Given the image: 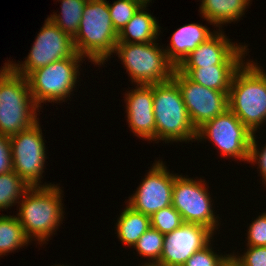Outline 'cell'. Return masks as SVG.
<instances>
[{
	"label": "cell",
	"instance_id": "cell-26",
	"mask_svg": "<svg viewBox=\"0 0 266 266\" xmlns=\"http://www.w3.org/2000/svg\"><path fill=\"white\" fill-rule=\"evenodd\" d=\"M145 3L144 0H117L113 4L108 3L111 22L117 33L125 27Z\"/></svg>",
	"mask_w": 266,
	"mask_h": 266
},
{
	"label": "cell",
	"instance_id": "cell-23",
	"mask_svg": "<svg viewBox=\"0 0 266 266\" xmlns=\"http://www.w3.org/2000/svg\"><path fill=\"white\" fill-rule=\"evenodd\" d=\"M61 1L60 14H51L48 18L64 33L75 37L82 19L83 10L88 0H59Z\"/></svg>",
	"mask_w": 266,
	"mask_h": 266
},
{
	"label": "cell",
	"instance_id": "cell-3",
	"mask_svg": "<svg viewBox=\"0 0 266 266\" xmlns=\"http://www.w3.org/2000/svg\"><path fill=\"white\" fill-rule=\"evenodd\" d=\"M61 194L62 190L55 184L34 186L19 201L17 218L30 241L35 238L42 244L58 229L63 216Z\"/></svg>",
	"mask_w": 266,
	"mask_h": 266
},
{
	"label": "cell",
	"instance_id": "cell-24",
	"mask_svg": "<svg viewBox=\"0 0 266 266\" xmlns=\"http://www.w3.org/2000/svg\"><path fill=\"white\" fill-rule=\"evenodd\" d=\"M30 186L14 171L0 174V209H8L19 202Z\"/></svg>",
	"mask_w": 266,
	"mask_h": 266
},
{
	"label": "cell",
	"instance_id": "cell-19",
	"mask_svg": "<svg viewBox=\"0 0 266 266\" xmlns=\"http://www.w3.org/2000/svg\"><path fill=\"white\" fill-rule=\"evenodd\" d=\"M241 65H213L202 68H177L191 81L218 91H229L235 72Z\"/></svg>",
	"mask_w": 266,
	"mask_h": 266
},
{
	"label": "cell",
	"instance_id": "cell-32",
	"mask_svg": "<svg viewBox=\"0 0 266 266\" xmlns=\"http://www.w3.org/2000/svg\"><path fill=\"white\" fill-rule=\"evenodd\" d=\"M13 171L10 137L0 134V174Z\"/></svg>",
	"mask_w": 266,
	"mask_h": 266
},
{
	"label": "cell",
	"instance_id": "cell-27",
	"mask_svg": "<svg viewBox=\"0 0 266 266\" xmlns=\"http://www.w3.org/2000/svg\"><path fill=\"white\" fill-rule=\"evenodd\" d=\"M184 223L181 214L171 205L150 216V227L162 234L172 232Z\"/></svg>",
	"mask_w": 266,
	"mask_h": 266
},
{
	"label": "cell",
	"instance_id": "cell-11",
	"mask_svg": "<svg viewBox=\"0 0 266 266\" xmlns=\"http://www.w3.org/2000/svg\"><path fill=\"white\" fill-rule=\"evenodd\" d=\"M13 171L30 187L41 184L46 160L45 143L39 121L31 128L10 137Z\"/></svg>",
	"mask_w": 266,
	"mask_h": 266
},
{
	"label": "cell",
	"instance_id": "cell-15",
	"mask_svg": "<svg viewBox=\"0 0 266 266\" xmlns=\"http://www.w3.org/2000/svg\"><path fill=\"white\" fill-rule=\"evenodd\" d=\"M220 32L208 38L192 51L177 68H202L213 65H242L247 47L232 44L229 39Z\"/></svg>",
	"mask_w": 266,
	"mask_h": 266
},
{
	"label": "cell",
	"instance_id": "cell-22",
	"mask_svg": "<svg viewBox=\"0 0 266 266\" xmlns=\"http://www.w3.org/2000/svg\"><path fill=\"white\" fill-rule=\"evenodd\" d=\"M22 225L16 216H0V256L28 245Z\"/></svg>",
	"mask_w": 266,
	"mask_h": 266
},
{
	"label": "cell",
	"instance_id": "cell-6",
	"mask_svg": "<svg viewBox=\"0 0 266 266\" xmlns=\"http://www.w3.org/2000/svg\"><path fill=\"white\" fill-rule=\"evenodd\" d=\"M113 53L137 85L164 83L172 79L175 66L168 60L165 50L154 42L117 43Z\"/></svg>",
	"mask_w": 266,
	"mask_h": 266
},
{
	"label": "cell",
	"instance_id": "cell-10",
	"mask_svg": "<svg viewBox=\"0 0 266 266\" xmlns=\"http://www.w3.org/2000/svg\"><path fill=\"white\" fill-rule=\"evenodd\" d=\"M204 182L202 179L198 181L176 175L172 206L181 214L184 223L199 224L214 233V229L219 225L216 220L218 217H215L211 209V197Z\"/></svg>",
	"mask_w": 266,
	"mask_h": 266
},
{
	"label": "cell",
	"instance_id": "cell-14",
	"mask_svg": "<svg viewBox=\"0 0 266 266\" xmlns=\"http://www.w3.org/2000/svg\"><path fill=\"white\" fill-rule=\"evenodd\" d=\"M213 232L202 225L183 223L179 228L164 234L163 250L160 261L162 266H183L198 250L212 239Z\"/></svg>",
	"mask_w": 266,
	"mask_h": 266
},
{
	"label": "cell",
	"instance_id": "cell-18",
	"mask_svg": "<svg viewBox=\"0 0 266 266\" xmlns=\"http://www.w3.org/2000/svg\"><path fill=\"white\" fill-rule=\"evenodd\" d=\"M146 7L147 2L139 8L132 19L118 33L117 43L138 44L156 41L161 27L158 25L156 18L144 11Z\"/></svg>",
	"mask_w": 266,
	"mask_h": 266
},
{
	"label": "cell",
	"instance_id": "cell-13",
	"mask_svg": "<svg viewBox=\"0 0 266 266\" xmlns=\"http://www.w3.org/2000/svg\"><path fill=\"white\" fill-rule=\"evenodd\" d=\"M127 205L135 211L151 216L172 205L173 184L176 174H170L160 160L154 163Z\"/></svg>",
	"mask_w": 266,
	"mask_h": 266
},
{
	"label": "cell",
	"instance_id": "cell-16",
	"mask_svg": "<svg viewBox=\"0 0 266 266\" xmlns=\"http://www.w3.org/2000/svg\"><path fill=\"white\" fill-rule=\"evenodd\" d=\"M137 86L125 94L127 122L137 137L156 141L153 84Z\"/></svg>",
	"mask_w": 266,
	"mask_h": 266
},
{
	"label": "cell",
	"instance_id": "cell-25",
	"mask_svg": "<svg viewBox=\"0 0 266 266\" xmlns=\"http://www.w3.org/2000/svg\"><path fill=\"white\" fill-rule=\"evenodd\" d=\"M164 244V234L160 233L158 230L149 227L148 230L137 240L134 248L138 251L140 256L153 262L149 263H158L163 250Z\"/></svg>",
	"mask_w": 266,
	"mask_h": 266
},
{
	"label": "cell",
	"instance_id": "cell-21",
	"mask_svg": "<svg viewBox=\"0 0 266 266\" xmlns=\"http://www.w3.org/2000/svg\"><path fill=\"white\" fill-rule=\"evenodd\" d=\"M116 223L118 238L122 243L134 247L137 240L150 227V216L135 211L130 206L121 211L120 217Z\"/></svg>",
	"mask_w": 266,
	"mask_h": 266
},
{
	"label": "cell",
	"instance_id": "cell-2",
	"mask_svg": "<svg viewBox=\"0 0 266 266\" xmlns=\"http://www.w3.org/2000/svg\"><path fill=\"white\" fill-rule=\"evenodd\" d=\"M27 77L6 63L0 70V134L11 137L38 122Z\"/></svg>",
	"mask_w": 266,
	"mask_h": 266
},
{
	"label": "cell",
	"instance_id": "cell-7",
	"mask_svg": "<svg viewBox=\"0 0 266 266\" xmlns=\"http://www.w3.org/2000/svg\"><path fill=\"white\" fill-rule=\"evenodd\" d=\"M84 57L75 53L70 58L55 61L47 66L32 71L28 76V84L37 107L41 103L65 101L70 97L79 73V65Z\"/></svg>",
	"mask_w": 266,
	"mask_h": 266
},
{
	"label": "cell",
	"instance_id": "cell-9",
	"mask_svg": "<svg viewBox=\"0 0 266 266\" xmlns=\"http://www.w3.org/2000/svg\"><path fill=\"white\" fill-rule=\"evenodd\" d=\"M252 135L237 116L227 109L201 126L197 130L196 140L210 139L224 157L230 156L245 162L248 161Z\"/></svg>",
	"mask_w": 266,
	"mask_h": 266
},
{
	"label": "cell",
	"instance_id": "cell-1",
	"mask_svg": "<svg viewBox=\"0 0 266 266\" xmlns=\"http://www.w3.org/2000/svg\"><path fill=\"white\" fill-rule=\"evenodd\" d=\"M228 104L237 118L256 134L259 126L266 121V73L257 63H243L235 72Z\"/></svg>",
	"mask_w": 266,
	"mask_h": 266
},
{
	"label": "cell",
	"instance_id": "cell-35",
	"mask_svg": "<svg viewBox=\"0 0 266 266\" xmlns=\"http://www.w3.org/2000/svg\"><path fill=\"white\" fill-rule=\"evenodd\" d=\"M224 266H229V259L225 262Z\"/></svg>",
	"mask_w": 266,
	"mask_h": 266
},
{
	"label": "cell",
	"instance_id": "cell-29",
	"mask_svg": "<svg viewBox=\"0 0 266 266\" xmlns=\"http://www.w3.org/2000/svg\"><path fill=\"white\" fill-rule=\"evenodd\" d=\"M231 256L241 266H266V246H248L242 257Z\"/></svg>",
	"mask_w": 266,
	"mask_h": 266
},
{
	"label": "cell",
	"instance_id": "cell-12",
	"mask_svg": "<svg viewBox=\"0 0 266 266\" xmlns=\"http://www.w3.org/2000/svg\"><path fill=\"white\" fill-rule=\"evenodd\" d=\"M172 80L178 85L191 122L196 130L229 109V91H218L191 81L175 68Z\"/></svg>",
	"mask_w": 266,
	"mask_h": 266
},
{
	"label": "cell",
	"instance_id": "cell-28",
	"mask_svg": "<svg viewBox=\"0 0 266 266\" xmlns=\"http://www.w3.org/2000/svg\"><path fill=\"white\" fill-rule=\"evenodd\" d=\"M211 241L202 249L196 251L183 266H224L231 255H217L210 246Z\"/></svg>",
	"mask_w": 266,
	"mask_h": 266
},
{
	"label": "cell",
	"instance_id": "cell-5",
	"mask_svg": "<svg viewBox=\"0 0 266 266\" xmlns=\"http://www.w3.org/2000/svg\"><path fill=\"white\" fill-rule=\"evenodd\" d=\"M156 141H190L197 137L178 85L171 79L153 84Z\"/></svg>",
	"mask_w": 266,
	"mask_h": 266
},
{
	"label": "cell",
	"instance_id": "cell-4",
	"mask_svg": "<svg viewBox=\"0 0 266 266\" xmlns=\"http://www.w3.org/2000/svg\"><path fill=\"white\" fill-rule=\"evenodd\" d=\"M117 42L118 33L111 22L108 2L88 0L73 38L76 53L100 65L112 55Z\"/></svg>",
	"mask_w": 266,
	"mask_h": 266
},
{
	"label": "cell",
	"instance_id": "cell-30",
	"mask_svg": "<svg viewBox=\"0 0 266 266\" xmlns=\"http://www.w3.org/2000/svg\"><path fill=\"white\" fill-rule=\"evenodd\" d=\"M248 230L247 246H266V213L252 221Z\"/></svg>",
	"mask_w": 266,
	"mask_h": 266
},
{
	"label": "cell",
	"instance_id": "cell-34",
	"mask_svg": "<svg viewBox=\"0 0 266 266\" xmlns=\"http://www.w3.org/2000/svg\"><path fill=\"white\" fill-rule=\"evenodd\" d=\"M141 266H162V265H159L157 263L153 264V263H145L144 265H141Z\"/></svg>",
	"mask_w": 266,
	"mask_h": 266
},
{
	"label": "cell",
	"instance_id": "cell-31",
	"mask_svg": "<svg viewBox=\"0 0 266 266\" xmlns=\"http://www.w3.org/2000/svg\"><path fill=\"white\" fill-rule=\"evenodd\" d=\"M255 137L256 136L253 134L251 138L247 162H257V164L259 165L258 168H260L262 179L264 180L262 182H264V184L266 185V145L263 147V149H260L261 151H259Z\"/></svg>",
	"mask_w": 266,
	"mask_h": 266
},
{
	"label": "cell",
	"instance_id": "cell-17",
	"mask_svg": "<svg viewBox=\"0 0 266 266\" xmlns=\"http://www.w3.org/2000/svg\"><path fill=\"white\" fill-rule=\"evenodd\" d=\"M213 34L209 28L198 23L178 28L171 36V44L165 49L168 60L177 68L192 51Z\"/></svg>",
	"mask_w": 266,
	"mask_h": 266
},
{
	"label": "cell",
	"instance_id": "cell-20",
	"mask_svg": "<svg viewBox=\"0 0 266 266\" xmlns=\"http://www.w3.org/2000/svg\"><path fill=\"white\" fill-rule=\"evenodd\" d=\"M200 14L214 26L231 23L245 14L250 0H202ZM219 25V26H218Z\"/></svg>",
	"mask_w": 266,
	"mask_h": 266
},
{
	"label": "cell",
	"instance_id": "cell-33",
	"mask_svg": "<svg viewBox=\"0 0 266 266\" xmlns=\"http://www.w3.org/2000/svg\"><path fill=\"white\" fill-rule=\"evenodd\" d=\"M229 266H241L240 264H238L233 258L232 256L229 258Z\"/></svg>",
	"mask_w": 266,
	"mask_h": 266
},
{
	"label": "cell",
	"instance_id": "cell-8",
	"mask_svg": "<svg viewBox=\"0 0 266 266\" xmlns=\"http://www.w3.org/2000/svg\"><path fill=\"white\" fill-rule=\"evenodd\" d=\"M75 53L73 38L47 18L23 64H6L17 74L27 77L38 68L70 58Z\"/></svg>",
	"mask_w": 266,
	"mask_h": 266
}]
</instances>
